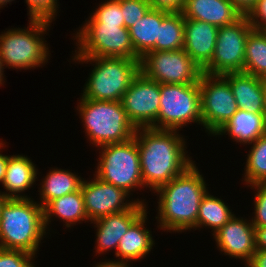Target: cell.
I'll use <instances>...</instances> for the list:
<instances>
[{
	"label": "cell",
	"mask_w": 266,
	"mask_h": 267,
	"mask_svg": "<svg viewBox=\"0 0 266 267\" xmlns=\"http://www.w3.org/2000/svg\"><path fill=\"white\" fill-rule=\"evenodd\" d=\"M134 136L139 149L142 181L152 192L195 162L187 155L185 139L177 130L137 128Z\"/></svg>",
	"instance_id": "1"
},
{
	"label": "cell",
	"mask_w": 266,
	"mask_h": 267,
	"mask_svg": "<svg viewBox=\"0 0 266 267\" xmlns=\"http://www.w3.org/2000/svg\"><path fill=\"white\" fill-rule=\"evenodd\" d=\"M206 182L196 164L169 183L161 185L154 193L159 195L158 222L163 231L183 232L197 229L200 202L207 193Z\"/></svg>",
	"instance_id": "2"
},
{
	"label": "cell",
	"mask_w": 266,
	"mask_h": 267,
	"mask_svg": "<svg viewBox=\"0 0 266 267\" xmlns=\"http://www.w3.org/2000/svg\"><path fill=\"white\" fill-rule=\"evenodd\" d=\"M43 207L30 199H7L0 216V248L35 256L46 234Z\"/></svg>",
	"instance_id": "3"
},
{
	"label": "cell",
	"mask_w": 266,
	"mask_h": 267,
	"mask_svg": "<svg viewBox=\"0 0 266 267\" xmlns=\"http://www.w3.org/2000/svg\"><path fill=\"white\" fill-rule=\"evenodd\" d=\"M78 103L77 110L91 144L101 147L134 137L136 128L128 119L121 101H98L81 96Z\"/></svg>",
	"instance_id": "4"
},
{
	"label": "cell",
	"mask_w": 266,
	"mask_h": 267,
	"mask_svg": "<svg viewBox=\"0 0 266 267\" xmlns=\"http://www.w3.org/2000/svg\"><path fill=\"white\" fill-rule=\"evenodd\" d=\"M73 60L95 63L82 93L83 98L90 100L121 101L132 80L140 72L141 59L74 57Z\"/></svg>",
	"instance_id": "5"
},
{
	"label": "cell",
	"mask_w": 266,
	"mask_h": 267,
	"mask_svg": "<svg viewBox=\"0 0 266 267\" xmlns=\"http://www.w3.org/2000/svg\"><path fill=\"white\" fill-rule=\"evenodd\" d=\"M52 21L30 19L27 29H9L0 35V59L3 68L31 69L40 67L49 58L48 44L42 38Z\"/></svg>",
	"instance_id": "6"
},
{
	"label": "cell",
	"mask_w": 266,
	"mask_h": 267,
	"mask_svg": "<svg viewBox=\"0 0 266 267\" xmlns=\"http://www.w3.org/2000/svg\"><path fill=\"white\" fill-rule=\"evenodd\" d=\"M101 155L94 176L124 189L127 193L144 187L139 149L135 136L122 143L101 146Z\"/></svg>",
	"instance_id": "7"
},
{
	"label": "cell",
	"mask_w": 266,
	"mask_h": 267,
	"mask_svg": "<svg viewBox=\"0 0 266 267\" xmlns=\"http://www.w3.org/2000/svg\"><path fill=\"white\" fill-rule=\"evenodd\" d=\"M191 122L203 125L199 82L160 84L159 113L150 128L178 131Z\"/></svg>",
	"instance_id": "8"
},
{
	"label": "cell",
	"mask_w": 266,
	"mask_h": 267,
	"mask_svg": "<svg viewBox=\"0 0 266 267\" xmlns=\"http://www.w3.org/2000/svg\"><path fill=\"white\" fill-rule=\"evenodd\" d=\"M82 27L75 34L77 50L74 57L141 59L134 51L126 27L105 23H84Z\"/></svg>",
	"instance_id": "9"
},
{
	"label": "cell",
	"mask_w": 266,
	"mask_h": 267,
	"mask_svg": "<svg viewBox=\"0 0 266 267\" xmlns=\"http://www.w3.org/2000/svg\"><path fill=\"white\" fill-rule=\"evenodd\" d=\"M252 30L246 15L232 24L219 27L213 57L203 73L224 75L243 72L245 43Z\"/></svg>",
	"instance_id": "10"
},
{
	"label": "cell",
	"mask_w": 266,
	"mask_h": 267,
	"mask_svg": "<svg viewBox=\"0 0 266 267\" xmlns=\"http://www.w3.org/2000/svg\"><path fill=\"white\" fill-rule=\"evenodd\" d=\"M140 71L160 84L197 83L203 74L184 49L148 52L141 58Z\"/></svg>",
	"instance_id": "11"
},
{
	"label": "cell",
	"mask_w": 266,
	"mask_h": 267,
	"mask_svg": "<svg viewBox=\"0 0 266 267\" xmlns=\"http://www.w3.org/2000/svg\"><path fill=\"white\" fill-rule=\"evenodd\" d=\"M199 89L203 127L215 136L237 112V102L229 82L222 75L203 73Z\"/></svg>",
	"instance_id": "12"
},
{
	"label": "cell",
	"mask_w": 266,
	"mask_h": 267,
	"mask_svg": "<svg viewBox=\"0 0 266 267\" xmlns=\"http://www.w3.org/2000/svg\"><path fill=\"white\" fill-rule=\"evenodd\" d=\"M121 103L136 129L150 128L159 113L160 83L148 79L140 71L122 96Z\"/></svg>",
	"instance_id": "13"
},
{
	"label": "cell",
	"mask_w": 266,
	"mask_h": 267,
	"mask_svg": "<svg viewBox=\"0 0 266 267\" xmlns=\"http://www.w3.org/2000/svg\"><path fill=\"white\" fill-rule=\"evenodd\" d=\"M80 189L84 197V208L89 221L123 212L130 209L137 201L129 200L130 195L124 189L106 183L96 176L92 181H83ZM126 201V202H124Z\"/></svg>",
	"instance_id": "14"
},
{
	"label": "cell",
	"mask_w": 266,
	"mask_h": 267,
	"mask_svg": "<svg viewBox=\"0 0 266 267\" xmlns=\"http://www.w3.org/2000/svg\"><path fill=\"white\" fill-rule=\"evenodd\" d=\"M236 215L222 226L213 236L217 247L224 255L244 260L247 264L253 257L255 248V227ZM247 221V222H246Z\"/></svg>",
	"instance_id": "15"
},
{
	"label": "cell",
	"mask_w": 266,
	"mask_h": 267,
	"mask_svg": "<svg viewBox=\"0 0 266 267\" xmlns=\"http://www.w3.org/2000/svg\"><path fill=\"white\" fill-rule=\"evenodd\" d=\"M146 208L144 200L137 199V202L128 210L92 221L91 223H94L97 228L96 253L102 254L113 249L117 251L121 238L129 227L147 210Z\"/></svg>",
	"instance_id": "16"
},
{
	"label": "cell",
	"mask_w": 266,
	"mask_h": 267,
	"mask_svg": "<svg viewBox=\"0 0 266 267\" xmlns=\"http://www.w3.org/2000/svg\"><path fill=\"white\" fill-rule=\"evenodd\" d=\"M219 28L200 20L184 19V51L202 68L210 63Z\"/></svg>",
	"instance_id": "17"
},
{
	"label": "cell",
	"mask_w": 266,
	"mask_h": 267,
	"mask_svg": "<svg viewBox=\"0 0 266 267\" xmlns=\"http://www.w3.org/2000/svg\"><path fill=\"white\" fill-rule=\"evenodd\" d=\"M182 14L184 19L205 21L218 28L243 16L231 0H186Z\"/></svg>",
	"instance_id": "18"
},
{
	"label": "cell",
	"mask_w": 266,
	"mask_h": 267,
	"mask_svg": "<svg viewBox=\"0 0 266 267\" xmlns=\"http://www.w3.org/2000/svg\"><path fill=\"white\" fill-rule=\"evenodd\" d=\"M222 76L229 82L238 109L265 114L264 79L245 72L228 73Z\"/></svg>",
	"instance_id": "19"
},
{
	"label": "cell",
	"mask_w": 266,
	"mask_h": 267,
	"mask_svg": "<svg viewBox=\"0 0 266 267\" xmlns=\"http://www.w3.org/2000/svg\"><path fill=\"white\" fill-rule=\"evenodd\" d=\"M36 165L24 155L9 156L6 172L3 179V187L6 190L1 192L7 199H30L19 193H23L28 188L34 185L37 179ZM33 184V185H32Z\"/></svg>",
	"instance_id": "20"
},
{
	"label": "cell",
	"mask_w": 266,
	"mask_h": 267,
	"mask_svg": "<svg viewBox=\"0 0 266 267\" xmlns=\"http://www.w3.org/2000/svg\"><path fill=\"white\" fill-rule=\"evenodd\" d=\"M147 210L129 227L119 241L115 256L119 260L131 262L143 259L150 253L154 243L151 231L144 226L147 221ZM130 260V261H129Z\"/></svg>",
	"instance_id": "21"
},
{
	"label": "cell",
	"mask_w": 266,
	"mask_h": 267,
	"mask_svg": "<svg viewBox=\"0 0 266 267\" xmlns=\"http://www.w3.org/2000/svg\"><path fill=\"white\" fill-rule=\"evenodd\" d=\"M228 134L236 142L250 144L266 134L265 114L238 109L233 117L215 135Z\"/></svg>",
	"instance_id": "22"
},
{
	"label": "cell",
	"mask_w": 266,
	"mask_h": 267,
	"mask_svg": "<svg viewBox=\"0 0 266 267\" xmlns=\"http://www.w3.org/2000/svg\"><path fill=\"white\" fill-rule=\"evenodd\" d=\"M169 13L151 8L144 17L129 28L134 51L140 58H143L148 52H155L159 25Z\"/></svg>",
	"instance_id": "23"
},
{
	"label": "cell",
	"mask_w": 266,
	"mask_h": 267,
	"mask_svg": "<svg viewBox=\"0 0 266 267\" xmlns=\"http://www.w3.org/2000/svg\"><path fill=\"white\" fill-rule=\"evenodd\" d=\"M44 225L45 229L48 227V223L51 222V217L55 216L65 222V226L68 228L72 225H76V222L88 221L87 214L84 208V197L81 189L73 193L64 195L62 197L51 200L44 208Z\"/></svg>",
	"instance_id": "24"
},
{
	"label": "cell",
	"mask_w": 266,
	"mask_h": 267,
	"mask_svg": "<svg viewBox=\"0 0 266 267\" xmlns=\"http://www.w3.org/2000/svg\"><path fill=\"white\" fill-rule=\"evenodd\" d=\"M82 181V177L68 170H50L41 183L39 204L44 208L51 200L78 191Z\"/></svg>",
	"instance_id": "25"
},
{
	"label": "cell",
	"mask_w": 266,
	"mask_h": 267,
	"mask_svg": "<svg viewBox=\"0 0 266 267\" xmlns=\"http://www.w3.org/2000/svg\"><path fill=\"white\" fill-rule=\"evenodd\" d=\"M207 193L203 196L197 216V228L208 226L213 235L235 215L220 198Z\"/></svg>",
	"instance_id": "26"
},
{
	"label": "cell",
	"mask_w": 266,
	"mask_h": 267,
	"mask_svg": "<svg viewBox=\"0 0 266 267\" xmlns=\"http://www.w3.org/2000/svg\"><path fill=\"white\" fill-rule=\"evenodd\" d=\"M243 72L266 79V36L261 30L253 29L246 39Z\"/></svg>",
	"instance_id": "27"
},
{
	"label": "cell",
	"mask_w": 266,
	"mask_h": 267,
	"mask_svg": "<svg viewBox=\"0 0 266 267\" xmlns=\"http://www.w3.org/2000/svg\"><path fill=\"white\" fill-rule=\"evenodd\" d=\"M184 47V17L182 12H170L159 25L155 51H172Z\"/></svg>",
	"instance_id": "28"
},
{
	"label": "cell",
	"mask_w": 266,
	"mask_h": 267,
	"mask_svg": "<svg viewBox=\"0 0 266 267\" xmlns=\"http://www.w3.org/2000/svg\"><path fill=\"white\" fill-rule=\"evenodd\" d=\"M246 158L244 181L248 185L266 184V134L257 138Z\"/></svg>",
	"instance_id": "29"
},
{
	"label": "cell",
	"mask_w": 266,
	"mask_h": 267,
	"mask_svg": "<svg viewBox=\"0 0 266 267\" xmlns=\"http://www.w3.org/2000/svg\"><path fill=\"white\" fill-rule=\"evenodd\" d=\"M90 16L85 23H105L125 27L121 10V0H107L101 3Z\"/></svg>",
	"instance_id": "30"
},
{
	"label": "cell",
	"mask_w": 266,
	"mask_h": 267,
	"mask_svg": "<svg viewBox=\"0 0 266 267\" xmlns=\"http://www.w3.org/2000/svg\"><path fill=\"white\" fill-rule=\"evenodd\" d=\"M151 9L149 0H121L125 27L129 29Z\"/></svg>",
	"instance_id": "31"
},
{
	"label": "cell",
	"mask_w": 266,
	"mask_h": 267,
	"mask_svg": "<svg viewBox=\"0 0 266 267\" xmlns=\"http://www.w3.org/2000/svg\"><path fill=\"white\" fill-rule=\"evenodd\" d=\"M28 5L29 19H46L53 21L58 12V0H25ZM56 13V14H55Z\"/></svg>",
	"instance_id": "32"
},
{
	"label": "cell",
	"mask_w": 266,
	"mask_h": 267,
	"mask_svg": "<svg viewBox=\"0 0 266 267\" xmlns=\"http://www.w3.org/2000/svg\"><path fill=\"white\" fill-rule=\"evenodd\" d=\"M34 255L23 250L0 248V267H35Z\"/></svg>",
	"instance_id": "33"
},
{
	"label": "cell",
	"mask_w": 266,
	"mask_h": 267,
	"mask_svg": "<svg viewBox=\"0 0 266 267\" xmlns=\"http://www.w3.org/2000/svg\"><path fill=\"white\" fill-rule=\"evenodd\" d=\"M251 188L257 189L254 199L255 217L251 223L254 227L266 226V184H251Z\"/></svg>",
	"instance_id": "34"
},
{
	"label": "cell",
	"mask_w": 266,
	"mask_h": 267,
	"mask_svg": "<svg viewBox=\"0 0 266 267\" xmlns=\"http://www.w3.org/2000/svg\"><path fill=\"white\" fill-rule=\"evenodd\" d=\"M253 29L266 26V0H257L255 6L246 15Z\"/></svg>",
	"instance_id": "35"
},
{
	"label": "cell",
	"mask_w": 266,
	"mask_h": 267,
	"mask_svg": "<svg viewBox=\"0 0 266 267\" xmlns=\"http://www.w3.org/2000/svg\"><path fill=\"white\" fill-rule=\"evenodd\" d=\"M152 9L182 12L186 0H149Z\"/></svg>",
	"instance_id": "36"
},
{
	"label": "cell",
	"mask_w": 266,
	"mask_h": 267,
	"mask_svg": "<svg viewBox=\"0 0 266 267\" xmlns=\"http://www.w3.org/2000/svg\"><path fill=\"white\" fill-rule=\"evenodd\" d=\"M246 267H266V250H256Z\"/></svg>",
	"instance_id": "37"
},
{
	"label": "cell",
	"mask_w": 266,
	"mask_h": 267,
	"mask_svg": "<svg viewBox=\"0 0 266 267\" xmlns=\"http://www.w3.org/2000/svg\"><path fill=\"white\" fill-rule=\"evenodd\" d=\"M255 248L256 250H266V226L255 227Z\"/></svg>",
	"instance_id": "38"
},
{
	"label": "cell",
	"mask_w": 266,
	"mask_h": 267,
	"mask_svg": "<svg viewBox=\"0 0 266 267\" xmlns=\"http://www.w3.org/2000/svg\"><path fill=\"white\" fill-rule=\"evenodd\" d=\"M231 1L242 12L243 15H247L248 12L255 6L257 0H231Z\"/></svg>",
	"instance_id": "39"
},
{
	"label": "cell",
	"mask_w": 266,
	"mask_h": 267,
	"mask_svg": "<svg viewBox=\"0 0 266 267\" xmlns=\"http://www.w3.org/2000/svg\"><path fill=\"white\" fill-rule=\"evenodd\" d=\"M128 261H124V260H114V261H106L105 262H100L96 265H94L95 267H130Z\"/></svg>",
	"instance_id": "40"
},
{
	"label": "cell",
	"mask_w": 266,
	"mask_h": 267,
	"mask_svg": "<svg viewBox=\"0 0 266 267\" xmlns=\"http://www.w3.org/2000/svg\"><path fill=\"white\" fill-rule=\"evenodd\" d=\"M3 142L0 141V149L1 147H3ZM1 151V150H0ZM8 158L9 156L7 155H3L1 152H0V183L2 184L3 183V179H4V176H5V172H6V166H7V162H8Z\"/></svg>",
	"instance_id": "41"
},
{
	"label": "cell",
	"mask_w": 266,
	"mask_h": 267,
	"mask_svg": "<svg viewBox=\"0 0 266 267\" xmlns=\"http://www.w3.org/2000/svg\"><path fill=\"white\" fill-rule=\"evenodd\" d=\"M3 69H5V68H3V65H2V61H1V59H0V85L2 84L3 85V83L5 82L3 79V73H4V71H3Z\"/></svg>",
	"instance_id": "42"
},
{
	"label": "cell",
	"mask_w": 266,
	"mask_h": 267,
	"mask_svg": "<svg viewBox=\"0 0 266 267\" xmlns=\"http://www.w3.org/2000/svg\"><path fill=\"white\" fill-rule=\"evenodd\" d=\"M6 200H7V198L0 191V216H1L2 206L4 205V203H5Z\"/></svg>",
	"instance_id": "43"
},
{
	"label": "cell",
	"mask_w": 266,
	"mask_h": 267,
	"mask_svg": "<svg viewBox=\"0 0 266 267\" xmlns=\"http://www.w3.org/2000/svg\"><path fill=\"white\" fill-rule=\"evenodd\" d=\"M263 93H264V107H265V116H266V79H264V83H263Z\"/></svg>",
	"instance_id": "44"
},
{
	"label": "cell",
	"mask_w": 266,
	"mask_h": 267,
	"mask_svg": "<svg viewBox=\"0 0 266 267\" xmlns=\"http://www.w3.org/2000/svg\"><path fill=\"white\" fill-rule=\"evenodd\" d=\"M14 0H0V9L1 7L3 8V6L7 5V3H10Z\"/></svg>",
	"instance_id": "45"
},
{
	"label": "cell",
	"mask_w": 266,
	"mask_h": 267,
	"mask_svg": "<svg viewBox=\"0 0 266 267\" xmlns=\"http://www.w3.org/2000/svg\"><path fill=\"white\" fill-rule=\"evenodd\" d=\"M263 33H264V35L266 36V26L265 27H263L262 29H260Z\"/></svg>",
	"instance_id": "46"
}]
</instances>
